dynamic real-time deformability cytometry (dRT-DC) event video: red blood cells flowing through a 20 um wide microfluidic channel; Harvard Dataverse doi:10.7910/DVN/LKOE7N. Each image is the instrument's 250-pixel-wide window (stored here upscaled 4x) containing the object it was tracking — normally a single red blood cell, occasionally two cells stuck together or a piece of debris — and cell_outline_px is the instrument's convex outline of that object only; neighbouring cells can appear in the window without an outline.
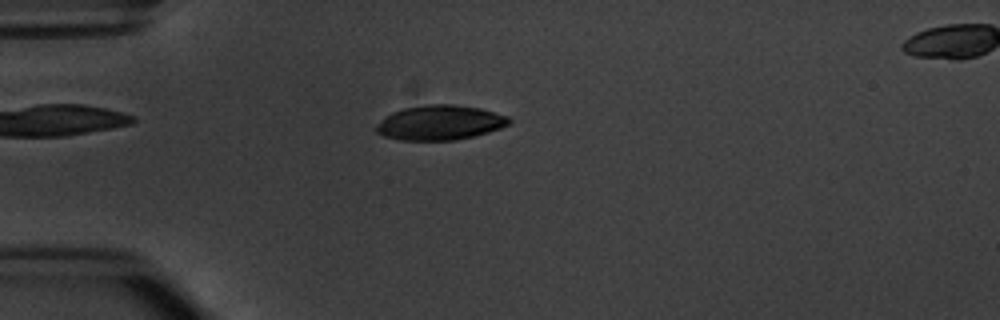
{"species": "common noctule bat (a hibernating species)", "species_latin": "Nyctalus noctula", "temperature_condition": "warm", "stored_images_in_passage": 4, "camera_frame_rate_fps": 3000, "um_per_image_px": 0.085, "animal": {"sex": "male", "body_mass_g": 20.1, "forearm_length_mm": 53.5}, "frame": {"image": 1, "passage_image": 3, "time_ms": 2.333, "image_size_px": [1000, 320], "cell_outline_px": [[512, 120], [508, 124], [500, 128], [488, 132], [456, 140], [400, 140], [384, 136], [376, 132], [376, 124], [384, 116], [392, 112], [404, 108], [428, 104], [452, 104], [480, 108], [508, 116]], "centroid_in_image_um": [37.37, 10.42], "position_along_channel_um": 47.6, "area_um2": 26.88}}